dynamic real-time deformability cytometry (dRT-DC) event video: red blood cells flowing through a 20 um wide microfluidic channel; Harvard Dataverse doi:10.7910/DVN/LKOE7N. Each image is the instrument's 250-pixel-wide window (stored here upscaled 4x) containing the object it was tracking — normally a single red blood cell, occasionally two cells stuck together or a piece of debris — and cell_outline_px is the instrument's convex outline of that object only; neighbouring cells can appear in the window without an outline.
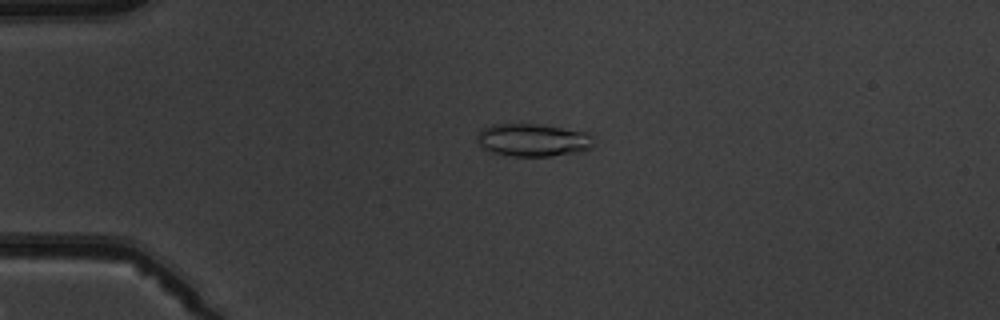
{"species": "common noctule bat (a hibernating species)", "species_latin": "Nyctalus noctula", "temperature_condition": "warm", "stored_images_in_passage": 6, "camera_frame_rate_fps": 3000, "um_per_image_px": 0.085, "animal": {"sex": "male", "body_mass_g": 19.5, "forearm_length_mm": 54.6}, "frame": {"image": 1, "passage_image": 4, "time_ms": 3.667, "image_size_px": [1000, 320], "cell_outline_px": [[592, 148], [584, 152], [552, 156], [512, 156], [492, 152], [484, 148], [476, 140], [476, 136], [484, 128], [492, 124], [540, 124], [584, 132], [592, 136]], "centroid_in_image_um": [45.32, 11.91], "position_along_channel_um": 39.7, "area_um2": 22.25}}